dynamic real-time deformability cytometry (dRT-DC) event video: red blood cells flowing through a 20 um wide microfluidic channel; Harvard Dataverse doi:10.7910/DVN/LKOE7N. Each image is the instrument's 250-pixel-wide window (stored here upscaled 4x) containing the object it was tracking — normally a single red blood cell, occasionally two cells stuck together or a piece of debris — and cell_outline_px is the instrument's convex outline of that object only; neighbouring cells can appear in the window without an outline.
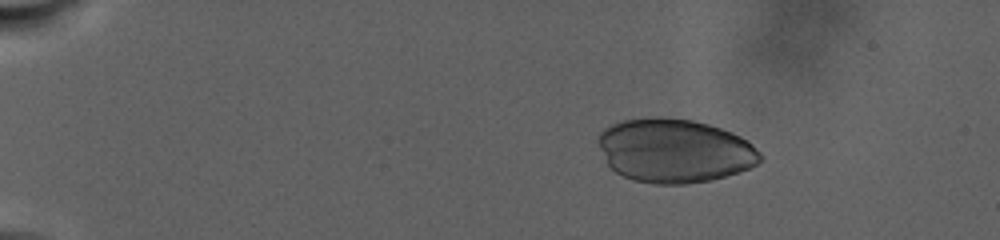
{"species": "human", "species_latin": "Homo sapiens", "temperature_condition": "warm", "stored_images_in_passage": 44, "camera_frame_rate_fps": 3000, "um_per_image_px": 0.085, "donor": {"sex": "male"}, "frame": {"image": 1, "passage_image": 7, "time_ms": 5.333, "image_size_px": [1000, 240], "cell_outline_px": [[764, 156], [756, 164], [740, 172], [708, 180], [688, 184], [656, 184], [632, 180], [616, 172], [608, 164], [596, 140], [600, 132], [604, 128], [612, 124], [624, 120], [656, 116], [660, 116], [692, 120], [708, 124], [732, 132], [740, 136], [752, 144]], "centroid_in_image_um": [57.33, 12.8], "position_along_channel_um": 27.7, "area_um2": 60.34}}